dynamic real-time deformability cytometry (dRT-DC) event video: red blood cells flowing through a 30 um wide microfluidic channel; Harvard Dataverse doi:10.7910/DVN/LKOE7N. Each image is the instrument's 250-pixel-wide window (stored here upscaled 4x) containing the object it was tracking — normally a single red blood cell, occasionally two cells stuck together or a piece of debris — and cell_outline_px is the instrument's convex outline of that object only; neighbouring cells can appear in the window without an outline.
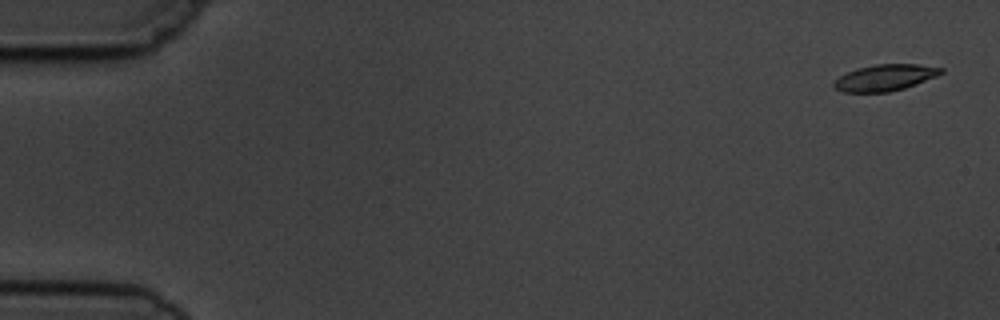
{"species": "common noctule bat (a hibernating species)", "species_latin": "Nyctalus noctula", "temperature_condition": "cold", "stored_images_in_passage": 4, "camera_frame_rate_fps": 3000, "um_per_image_px": 0.085, "animal": {"sex": "male", "body_mass_g": 19.5, "forearm_length_mm": 54.6}, "frame": {"image": 1, "passage_image": 1, "time_ms": 0.0, "image_size_px": [1000, 320], "cell_outline_px": [[944, 72], [936, 76], [904, 88], [888, 92], [844, 92], [836, 88], [832, 84], [840, 76], [856, 68], [876, 64], [916, 64], [944, 68]], "centroid_in_image_um": [75.23, 6.59], "position_along_channel_um": 9.8, "area_um2": 16.24}}
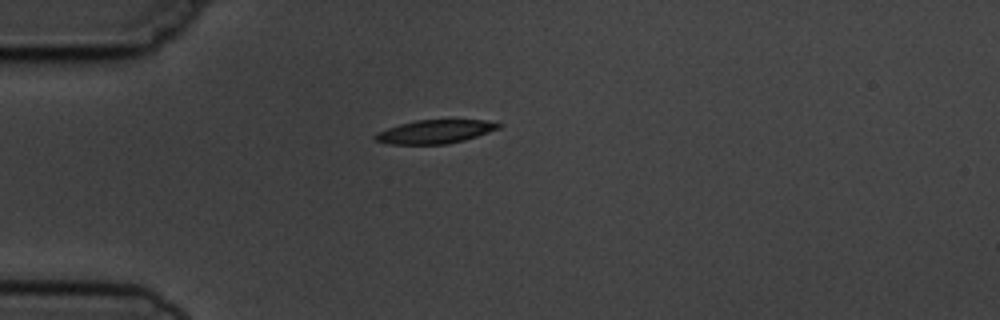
{"frame": {"image": 2, "passage_image": 4, "time_ms": 4.333, "image_size_px": [1000, 320], "cell_outline_px": [[504, 124], [500, 128], [464, 140], [448, 144], [388, 144], [376, 140], [372, 136], [388, 128], [400, 124], [416, 120], [488, 120]], "centroid_in_image_um": [37.02, 11.19], "position_along_channel_um": 48.0, "area_um2": 16.82}}